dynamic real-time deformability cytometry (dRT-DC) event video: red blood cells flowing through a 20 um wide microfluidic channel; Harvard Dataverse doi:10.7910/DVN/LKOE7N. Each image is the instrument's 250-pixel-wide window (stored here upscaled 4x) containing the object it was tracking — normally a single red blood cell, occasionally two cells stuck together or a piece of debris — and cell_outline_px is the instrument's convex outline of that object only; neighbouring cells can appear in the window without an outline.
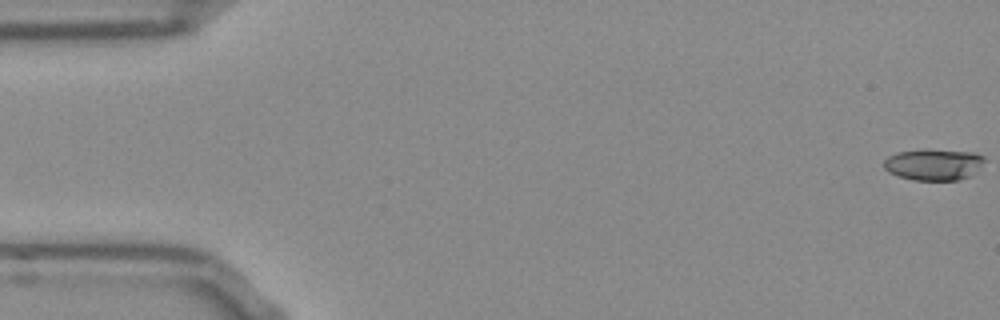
{"species": "Egyptian fruit bat (a non-hibernating species)", "species_latin": "Rousettus aegyptiacus", "temperature_condition": "room temperature", "stored_images_in_passage": 48, "camera_frame_rate_fps": 3000, "um_per_image_px": 0.085, "frame": {"image": 1, "passage_image": 1, "time_ms": 0.0, "image_size_px": [1000, 320], "cell_outline_px": [[984, 160], [972, 176], [960, 180], [912, 180], [888, 172], [884, 168], [884, 160], [888, 156], [896, 152], [924, 148], [976, 152], [984, 156]], "centroid_in_image_um": [79.36, 13.96], "position_along_channel_um": 5.6, "area_um2": 18.79}}
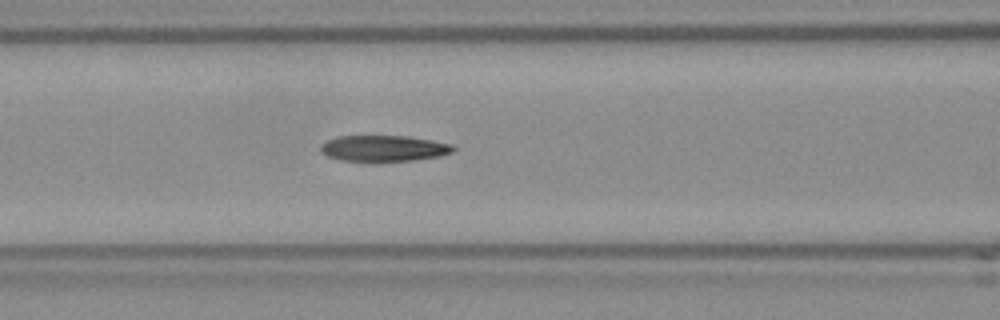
{"frame": {"image": 2, "passage_image": 22, "time_ms": 7.0, "image_size_px": [1000, 320], "cell_outline_px": [[456, 148], [452, 152], [436, 156], [412, 160], [340, 160], [328, 156], [320, 152], [320, 148], [328, 140], [336, 136], [408, 136], [432, 140], [452, 144]], "centroid_in_image_um": [32.62, 12.59], "position_along_channel_um": 134.0, "area_um2": 19.65}}
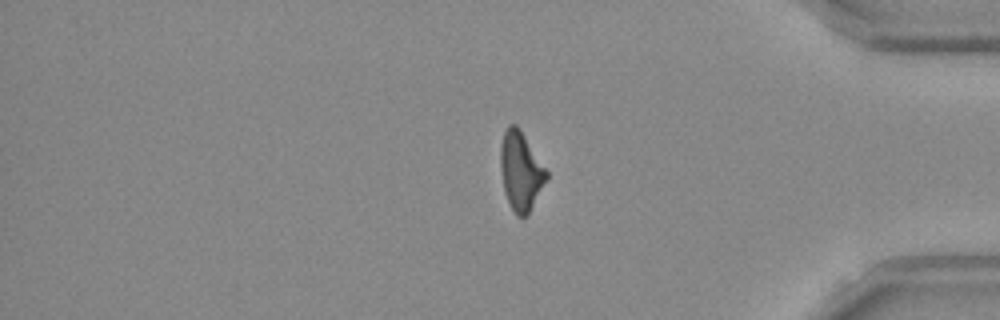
{"frame": {"image": 3, "passage_image": 44, "time_ms": 14.333, "image_size_px": [1000, 320], "cell_outline_px": [[548, 176], [528, 216], [516, 216], [504, 192], [500, 168], [500, 144], [504, 132], [508, 124], [516, 124], [520, 128], [548, 172]], "centroid_in_image_um": [44.25, 14.52], "position_along_channel_um": 391.0, "area_um2": 21.1}}